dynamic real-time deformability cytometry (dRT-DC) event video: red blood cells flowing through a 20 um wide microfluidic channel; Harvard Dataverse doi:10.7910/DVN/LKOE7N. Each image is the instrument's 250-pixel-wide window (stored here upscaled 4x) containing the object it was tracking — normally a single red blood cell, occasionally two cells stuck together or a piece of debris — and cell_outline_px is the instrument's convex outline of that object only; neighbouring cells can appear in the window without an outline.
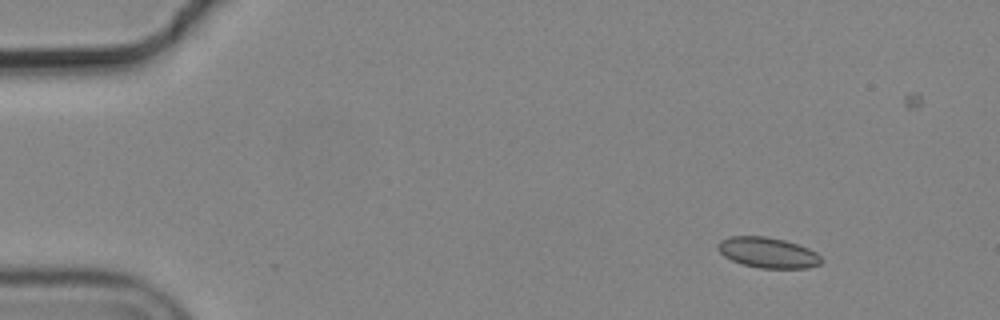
{"species": "common noctule bat (a hibernating species)", "species_latin": "Nyctalus noctula", "temperature_condition": "cold", "stored_images_in_passage": 7, "camera_frame_rate_fps": 3000, "um_per_image_px": 0.085, "animal": {"sex": "male", "body_mass_g": 19.2, "forearm_length_mm": 51.8}, "frame": {"image": 1, "passage_image": 1, "time_ms": 0.0, "image_size_px": [1000, 320], "cell_outline_px": [[824, 260], [820, 264], [808, 268], [760, 268], [744, 264], [732, 260], [724, 256], [716, 248], [716, 244], [720, 240], [728, 236], [768, 236], [784, 240], [808, 248], [816, 252]], "centroid_in_image_um": [65.25, 21.46], "position_along_channel_um": 19.7, "area_um2": 18.5}}
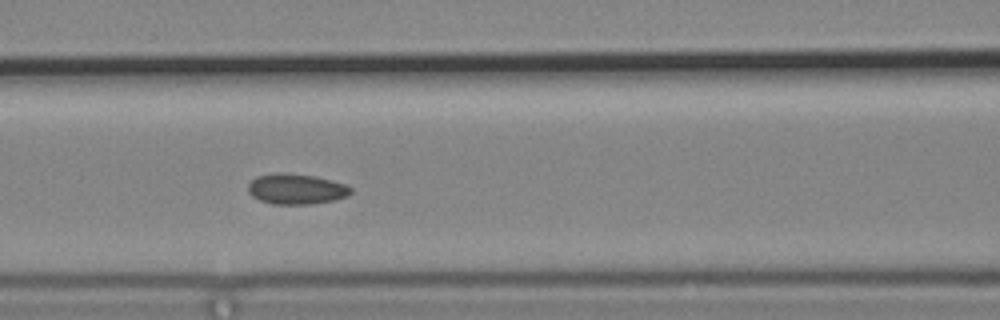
{"frame": {"image": 2, "passage_image": 6, "time_ms": 1.667, "image_size_px": [1000, 320], "cell_outline_px": [[352, 192], [348, 196], [332, 200], [308, 204], [272, 204], [260, 200], [252, 196], [248, 192], [248, 184], [256, 176], [280, 172], [312, 176], [344, 184], [352, 188]], "centroid_in_image_um": [25.14, 16.07], "position_along_channel_um": 141.5, "area_um2": 17.98}}
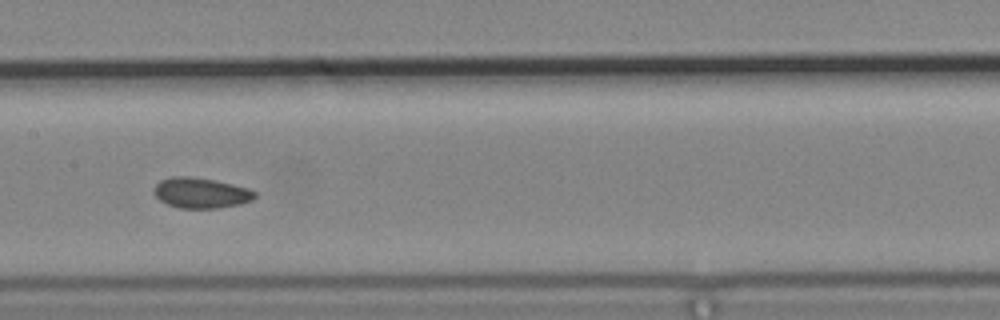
{"frame": {"image": 3, "passage_image": 7, "time_ms": 2.0, "image_size_px": [1000, 320], "cell_outline_px": [[256, 196], [252, 200], [240, 204], [220, 208], [180, 208], [168, 204], [160, 200], [152, 192], [156, 184], [160, 180], [172, 176], [188, 176], [216, 180], [248, 188], [256, 192]], "centroid_in_image_um": [17.07, 16.39], "position_along_channel_um": 190.3, "area_um2": 17.98}}